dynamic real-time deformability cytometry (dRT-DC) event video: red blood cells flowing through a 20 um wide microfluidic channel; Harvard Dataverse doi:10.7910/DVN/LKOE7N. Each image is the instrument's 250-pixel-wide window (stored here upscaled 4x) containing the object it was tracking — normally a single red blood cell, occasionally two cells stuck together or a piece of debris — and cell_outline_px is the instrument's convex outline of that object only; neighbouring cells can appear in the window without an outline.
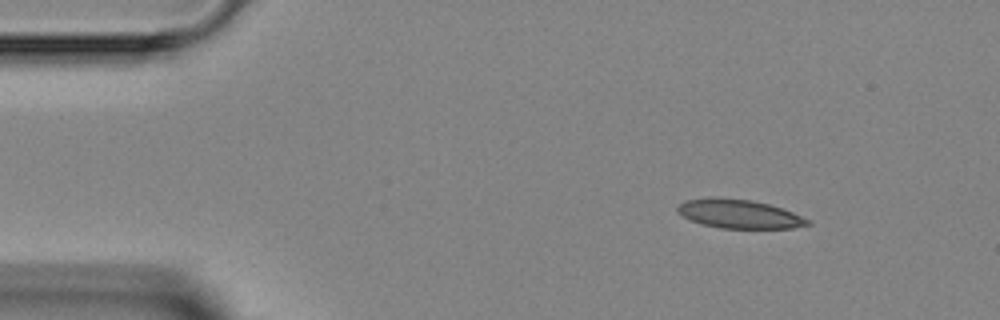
{"species": "Egyptian fruit bat (a non-hibernating species)", "species_latin": "Rousettus aegyptiacus", "temperature_condition": "room temperature", "stored_images_in_passage": 3, "camera_frame_rate_fps": 3000, "um_per_image_px": 0.085, "animal": {"sex": "female"}, "frame": {"image": 1, "passage_image": 1, "time_ms": 0.0, "image_size_px": [1000, 320], "cell_outline_px": [[812, 224], [792, 228], [720, 228], [704, 224], [692, 220], [676, 212], [676, 208], [684, 200], [708, 196], [716, 196], [752, 200], [768, 204], [792, 212], [812, 220]], "centroid_in_image_um": [62.82, 18.16], "position_along_channel_um": 22.2, "area_um2": 22.02}}
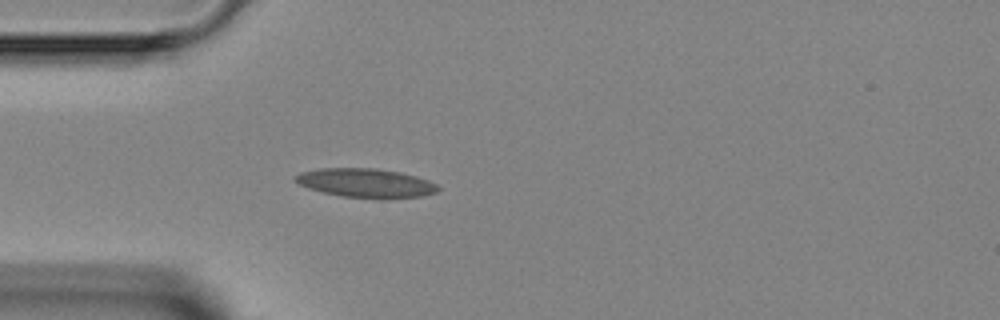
{"frame": {"image": 2, "passage_image": 3, "time_ms": 2.333, "image_size_px": [1000, 320], "cell_outline_px": [[440, 188], [436, 192], [420, 196], [344, 196], [324, 192], [308, 188], [292, 180], [292, 176], [300, 172], [320, 168], [376, 168], [400, 172], [416, 176], [428, 180], [436, 184]], "centroid_in_image_um": [31.01, 15.5], "position_along_channel_um": 54.0, "area_um2": 23.29}}